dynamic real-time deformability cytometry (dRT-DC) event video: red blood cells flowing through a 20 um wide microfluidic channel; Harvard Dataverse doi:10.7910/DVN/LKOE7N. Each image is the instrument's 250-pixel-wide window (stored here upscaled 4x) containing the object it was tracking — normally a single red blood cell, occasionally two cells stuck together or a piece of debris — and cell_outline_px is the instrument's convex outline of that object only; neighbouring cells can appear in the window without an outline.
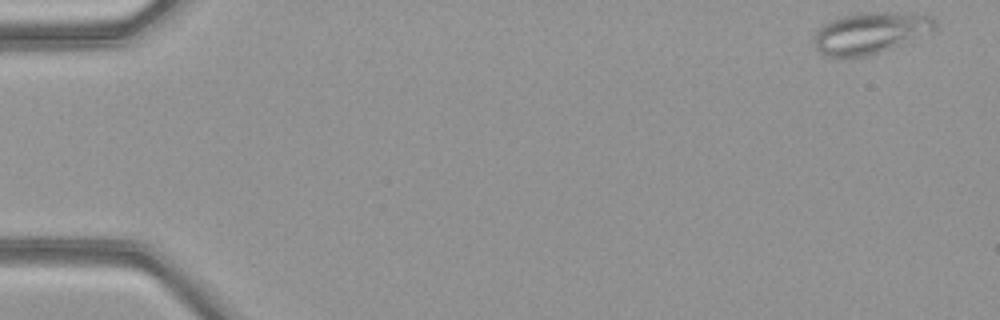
{"species": "common noctule bat (a hibernating species)", "species_latin": "Nyctalus noctula", "temperature_condition": "warm", "stored_images_in_passage": 49, "camera_frame_rate_fps": 3000, "um_per_image_px": 0.085, "animal": {"sex": "female", "body_mass_g": 21.9}, "frame": {"image": 1, "passage_image": 1, "time_ms": 0.0, "image_size_px": [1000, 320], "cell_outline_px": [[936, 32], [908, 44], [868, 56], [824, 56], [816, 48], [812, 40], [816, 32], [824, 24], [832, 20], [844, 16], [860, 12], [916, 12], [932, 16], [936, 20]], "centroid_in_image_um": [74.12, 2.79], "position_along_channel_um": 10.9, "area_um2": 30.11}}
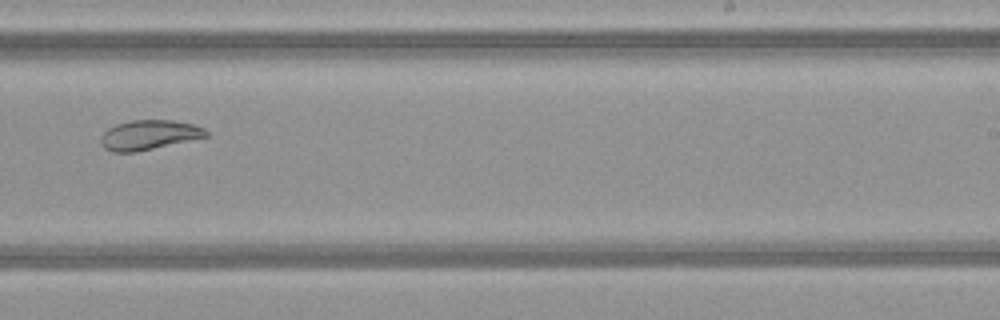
{"frame": {"image": 2, "passage_image": 31, "time_ms": 10.0, "image_size_px": [1000, 320], "cell_outline_px": [[208, 136], [136, 152], [112, 152], [104, 148], [100, 140], [100, 136], [108, 128], [116, 124], [132, 120], [172, 120], [192, 124], [204, 128], [208, 132]], "centroid_in_image_um": [12.63, 11.47], "position_along_channel_um": 276.4, "area_um2": 18.09}}
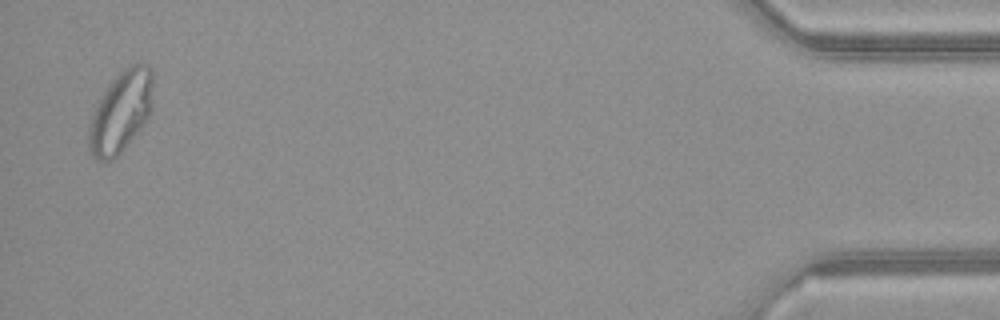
{"frame": {"image": 3, "passage_image": 48, "time_ms": 15.667, "image_size_px": [1000, 320], "cell_outline_px": [[152, 108], [148, 116], [140, 128], [124, 148], [112, 160], [104, 164], [92, 156], [88, 152], [88, 128], [92, 116], [104, 92], [112, 80], [124, 68], [132, 64], [148, 64], [152, 68]], "centroid_in_image_um": [10.26, 9.53], "position_along_channel_um": 424.9, "area_um2": 30.23}, "authors_computed_cell_mechanics": {"area_um2": 25.143, "velocity_mm_per_s": 4.129, "shape_relaxation_time_tau1_ms": null, "shape_relaxation_time_tau2_ms": 3.1831, "deformation_change_tau1": null, "deformation_change_tau2": 0.0705}}